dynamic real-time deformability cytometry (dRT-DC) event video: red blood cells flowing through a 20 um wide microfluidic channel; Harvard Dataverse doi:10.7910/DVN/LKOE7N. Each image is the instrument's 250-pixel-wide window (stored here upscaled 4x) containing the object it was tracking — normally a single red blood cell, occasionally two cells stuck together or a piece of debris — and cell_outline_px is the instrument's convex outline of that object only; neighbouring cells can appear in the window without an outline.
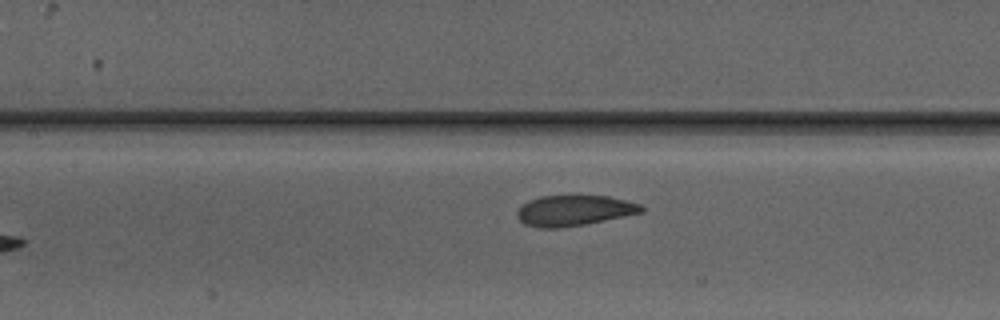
{"species": "Egyptian fruit bat (a non-hibernating species)", "species_latin": "Rousettus aegyptiacus", "temperature_condition": "warm", "stored_images_in_passage": 6, "camera_frame_rate_fps": 3000, "um_per_image_px": 0.085, "animal": {"sex": "male"}, "frame": {"image": 1, "passage_image": 5, "time_ms": 5.0, "image_size_px": [1000, 320], "cell_outline_px": [[644, 212], [584, 224], [560, 228], [540, 228], [524, 224], [516, 216], [516, 212], [528, 200], [540, 196], [580, 192], [608, 196], [640, 204], [644, 208]], "centroid_in_image_um": [48.78, 17.84], "position_along_channel_um": 158.6, "area_um2": 22.95}}
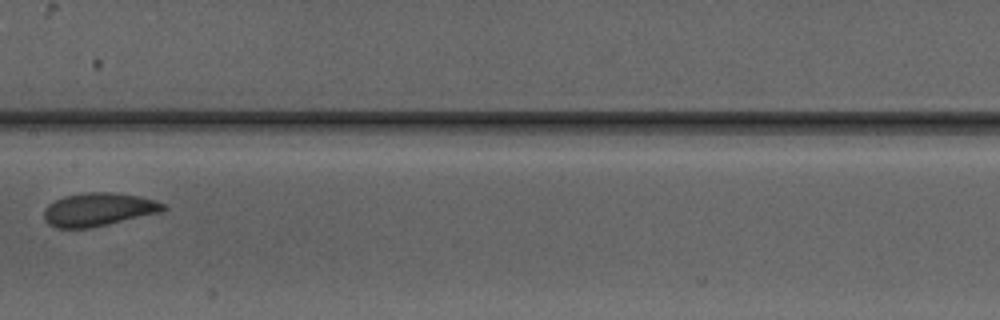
{"frame": {"image": 2, "passage_image": 6, "time_ms": 6.0, "image_size_px": [1000, 320], "cell_outline_px": [[168, 208], [164, 212], [92, 228], [56, 228], [48, 224], [44, 220], [44, 208], [48, 204], [64, 196], [84, 192], [112, 192], [136, 196], [156, 200], [164, 204]], "centroid_in_image_um": [8.38, 17.82], "position_along_channel_um": 199.0, "area_um2": 23.47}}